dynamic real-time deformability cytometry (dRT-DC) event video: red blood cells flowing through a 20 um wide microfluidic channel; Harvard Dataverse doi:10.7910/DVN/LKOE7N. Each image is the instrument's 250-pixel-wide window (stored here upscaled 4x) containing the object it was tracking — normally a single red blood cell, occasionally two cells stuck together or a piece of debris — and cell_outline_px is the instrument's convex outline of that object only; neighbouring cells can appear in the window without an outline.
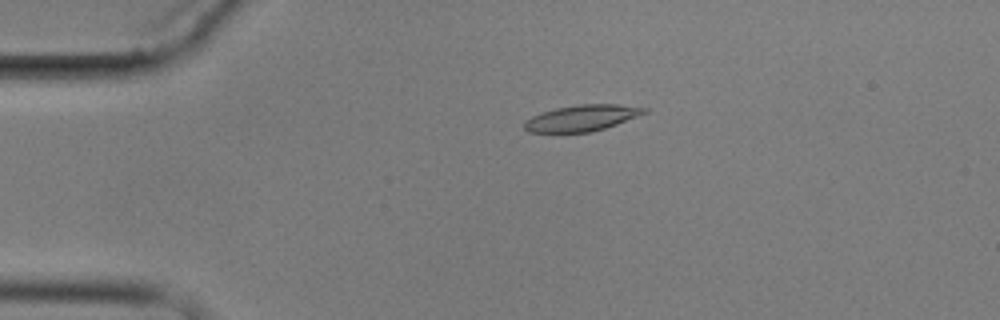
{"species": "common noctule bat (a hibernating species)", "species_latin": "Nyctalus noctula", "temperature_condition": "cold", "stored_images_in_passage": 2, "camera_frame_rate_fps": 3000, "um_per_image_px": 0.085, "animal": {"sex": "male", "body_mass_g": 17.9}, "frame": {"image": 1, "passage_image": 2, "time_ms": 2.0, "image_size_px": [1000, 320], "cell_outline_px": [[648, 112], [616, 124], [592, 132], [528, 132], [524, 128], [524, 124], [532, 116], [556, 108], [580, 104], [616, 104], [648, 108]], "centroid_in_image_um": [49.48, 10.03], "position_along_channel_um": 35.5, "area_um2": 17.98}}